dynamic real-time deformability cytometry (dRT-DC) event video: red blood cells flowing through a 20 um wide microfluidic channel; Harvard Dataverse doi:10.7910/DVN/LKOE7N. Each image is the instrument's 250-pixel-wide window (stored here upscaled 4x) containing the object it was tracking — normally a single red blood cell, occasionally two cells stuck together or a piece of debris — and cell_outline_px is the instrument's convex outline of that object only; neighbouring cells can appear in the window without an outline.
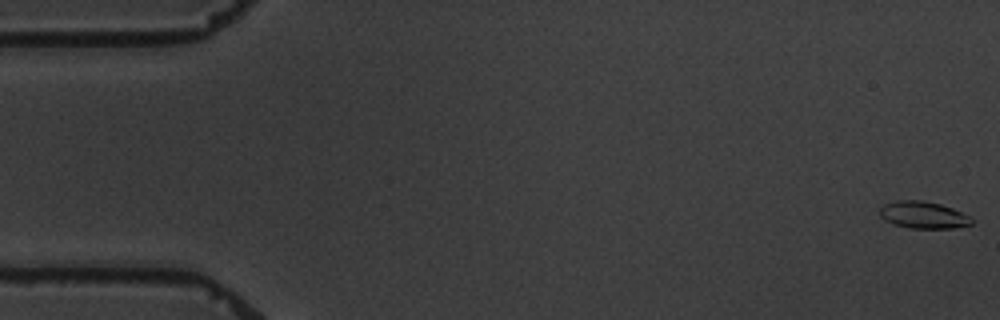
{"species": "common noctule bat (a hibernating species)", "species_latin": "Nyctalus noctula", "temperature_condition": "warm", "stored_images_in_passage": 8, "segment_of_instrument_passage": [1, 2], "camera_frame_rate_fps": 3000, "um_per_image_px": 0.085, "animal": {"sex": "male", "body_mass_g": 19.5, "forearm_length_mm": 54.6}, "frame": {"image": 1, "passage_image": 1, "time_ms": 0.0, "image_size_px": [1000, 320], "cell_outline_px": [[972, 224], [952, 228], [908, 228], [892, 224], [884, 220], [880, 216], [880, 208], [884, 204], [896, 200], [920, 200], [940, 204], [952, 208], [972, 216]], "centroid_in_image_um": [78.47, 18.27], "position_along_channel_um": 6.5, "area_um2": 14.57}}
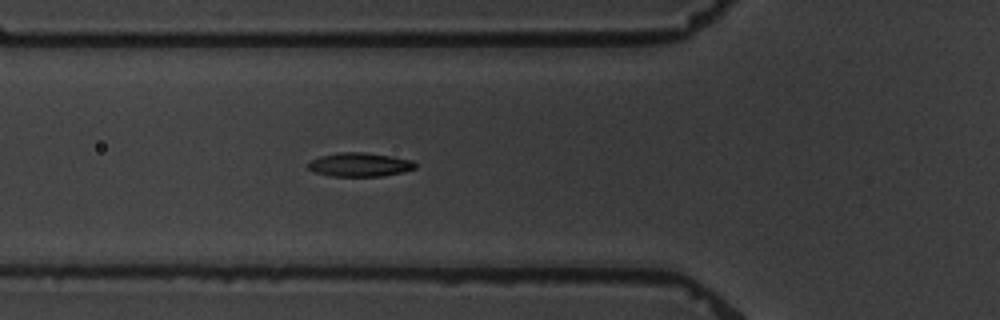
{"frame": {"image": 2, "passage_image": 7, "time_ms": 6.667, "image_size_px": [1000, 320], "cell_outline_px": [[416, 168], [404, 172], [380, 176], [332, 176], [316, 172], [308, 168], [308, 164], [312, 160], [320, 156], [340, 152], [364, 152], [392, 156], [412, 160], [416, 164]], "centroid_in_image_um": [30.61, 13.99], "position_along_channel_um": 95.2, "area_um2": 14.8}}